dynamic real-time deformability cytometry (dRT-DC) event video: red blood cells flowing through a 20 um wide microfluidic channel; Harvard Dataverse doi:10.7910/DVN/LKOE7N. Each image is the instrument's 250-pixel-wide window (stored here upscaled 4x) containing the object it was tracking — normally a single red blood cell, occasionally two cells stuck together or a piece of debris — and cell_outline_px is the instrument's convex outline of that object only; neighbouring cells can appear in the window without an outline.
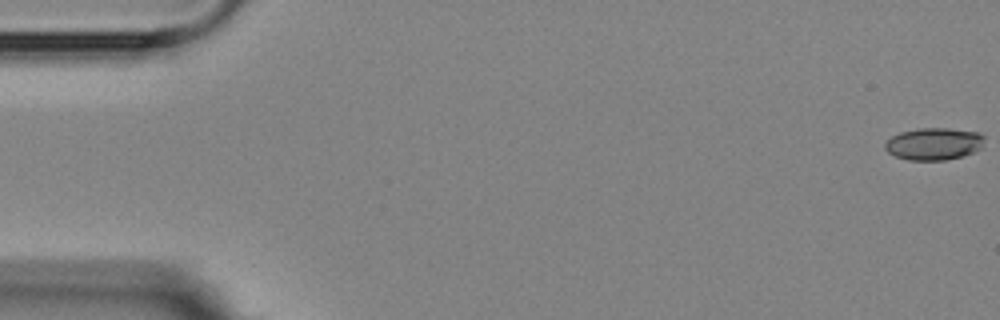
{"species": "Egyptian fruit bat (a non-hibernating species)", "species_latin": "Rousettus aegyptiacus", "temperature_condition": "room temperature", "stored_images_in_passage": 4, "camera_frame_rate_fps": 3000, "um_per_image_px": 0.085, "animal": {"sex": "female"}, "frame": {"image": 1, "passage_image": 1, "time_ms": 0.0, "image_size_px": [1000, 320], "cell_outline_px": [[984, 136], [980, 148], [964, 156], [944, 160], [908, 160], [896, 156], [888, 152], [884, 148], [884, 144], [892, 136], [900, 132], [916, 128], [948, 128], [980, 132]], "centroid_in_image_um": [79.36, 12.22], "position_along_channel_um": 5.6, "area_um2": 18.67}}
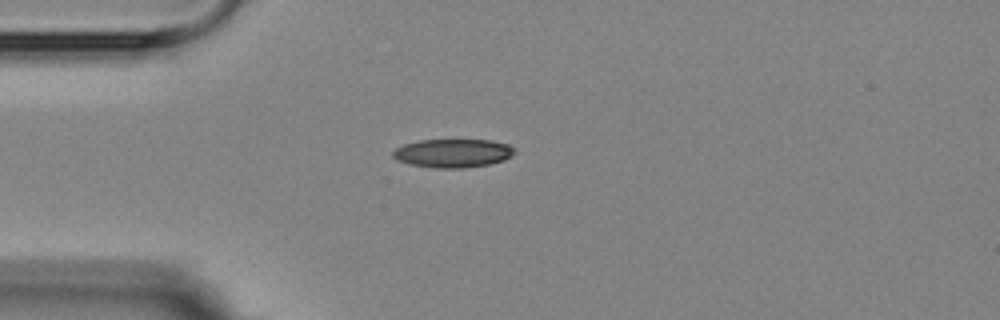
{"frame": {"image": 2, "passage_image": 4, "time_ms": 4.667, "image_size_px": [1000, 320], "cell_outline_px": [[516, 152], [512, 156], [504, 160], [488, 164], [464, 168], [436, 168], [408, 164], [396, 160], [392, 156], [392, 152], [396, 148], [404, 144], [420, 140], [492, 140], [508, 144], [516, 148]], "centroid_in_image_um": [38.51, 13.02], "position_along_channel_um": 46.5, "area_um2": 20.4}}